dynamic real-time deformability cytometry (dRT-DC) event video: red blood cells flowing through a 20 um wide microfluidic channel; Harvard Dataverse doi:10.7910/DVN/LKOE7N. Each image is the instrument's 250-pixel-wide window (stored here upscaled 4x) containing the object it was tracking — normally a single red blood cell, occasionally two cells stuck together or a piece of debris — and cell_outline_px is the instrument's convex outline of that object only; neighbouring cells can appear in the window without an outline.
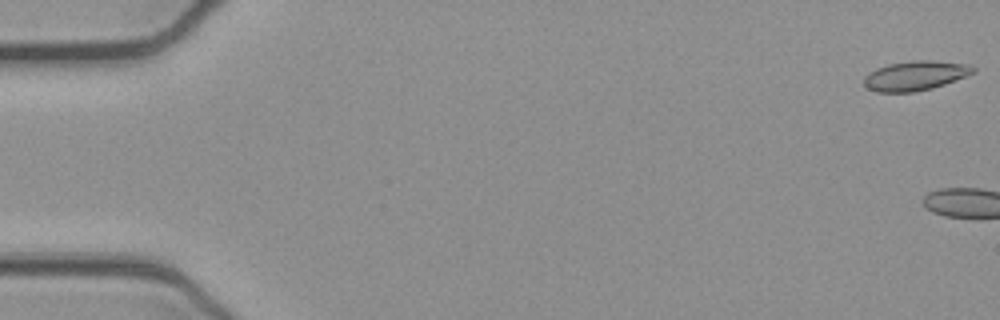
{"species": "common noctule bat (a hibernating species)", "species_latin": "Nyctalus noctula", "temperature_condition": "cold", "stored_images_in_passage": 4, "camera_frame_rate_fps": 3000, "um_per_image_px": 0.085, "animal": {"sex": "female", "body_mass_g": 21.9}, "frame": {"image": 1, "passage_image": 1, "time_ms": 0.0, "image_size_px": [1000, 320], "cell_outline_px": [[976, 72], [944, 84], [932, 88], [912, 92], [876, 92], [868, 88], [864, 84], [864, 76], [868, 72], [876, 68], [888, 64], [912, 60], [932, 60], [972, 64], [976, 68]], "centroid_in_image_um": [77.81, 6.41], "position_along_channel_um": 7.2, "area_um2": 18.96}}